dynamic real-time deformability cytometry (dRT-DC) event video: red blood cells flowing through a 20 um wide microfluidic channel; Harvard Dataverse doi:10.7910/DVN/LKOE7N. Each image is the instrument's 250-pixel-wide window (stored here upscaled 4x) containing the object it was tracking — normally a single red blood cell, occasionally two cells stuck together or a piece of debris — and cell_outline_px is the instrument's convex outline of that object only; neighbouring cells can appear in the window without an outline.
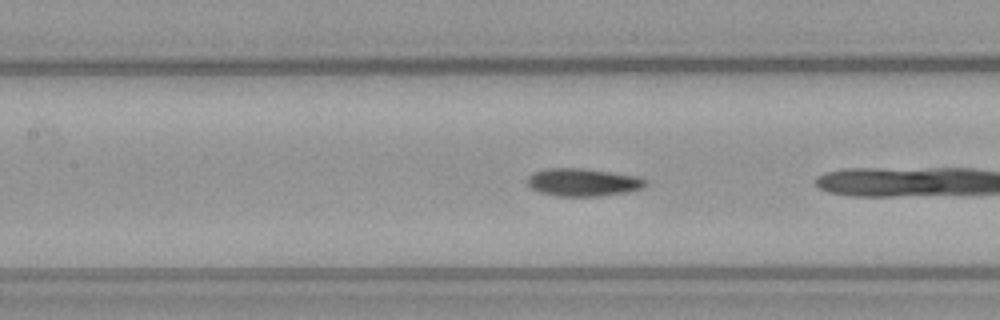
{"species": "common noctule bat (a hibernating species)", "species_latin": "Nyctalus noctula", "temperature_condition": "warm", "stored_images_in_passage": 20, "camera_frame_rate_fps": 3000, "um_per_image_px": 0.085, "animal": {"sex": "female", "body_mass_g": 21.9}, "frame": {"image": 1, "passage_image": 6, "time_ms": 1.667, "image_size_px": [1000, 320], "cell_outline_px": [[648, 184], [644, 188], [628, 192], [600, 196], [556, 196], [540, 192], [532, 188], [528, 184], [528, 176], [532, 172], [544, 168], [584, 168], [636, 176], [648, 180]], "centroid_in_image_um": [49.57, 15.49], "position_along_channel_um": 157.8, "area_um2": 19.31}}